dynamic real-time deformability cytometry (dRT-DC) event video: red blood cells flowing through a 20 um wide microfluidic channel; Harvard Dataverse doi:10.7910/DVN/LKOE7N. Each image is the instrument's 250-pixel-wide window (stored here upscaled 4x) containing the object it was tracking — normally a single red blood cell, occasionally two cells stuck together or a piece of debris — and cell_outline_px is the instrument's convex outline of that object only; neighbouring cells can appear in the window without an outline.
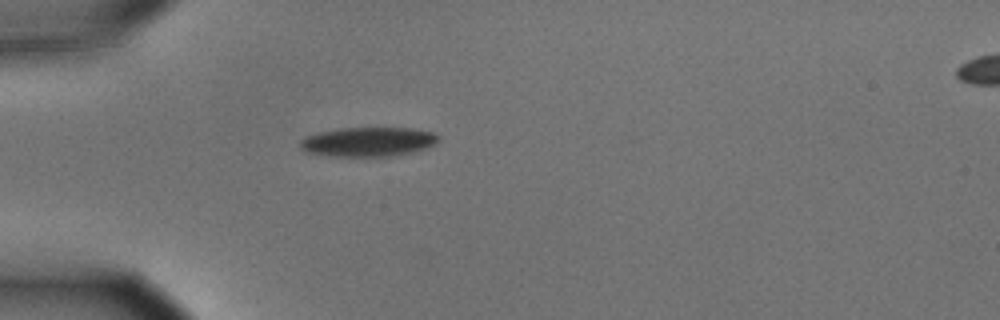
{"species": "common noctule bat (a hibernating species)", "species_latin": "Nyctalus noctula", "temperature_condition": "cold", "stored_images_in_passage": 40, "camera_frame_rate_fps": 3000, "um_per_image_px": 0.085, "animal": {"sex": "male", "body_mass_g": 15.6}, "frame": {"image": 1, "passage_image": 1, "time_ms": 0.0, "image_size_px": [1000, 320], "cell_outline_px": [[440, 136], [428, 148], [412, 152], [392, 156], [324, 156], [308, 152], [300, 148], [300, 140], [308, 136], [320, 132], [340, 128], [412, 128], [432, 132]], "centroid_in_image_um": [31.28, 12.06], "position_along_channel_um": 53.7, "area_um2": 23.52}}
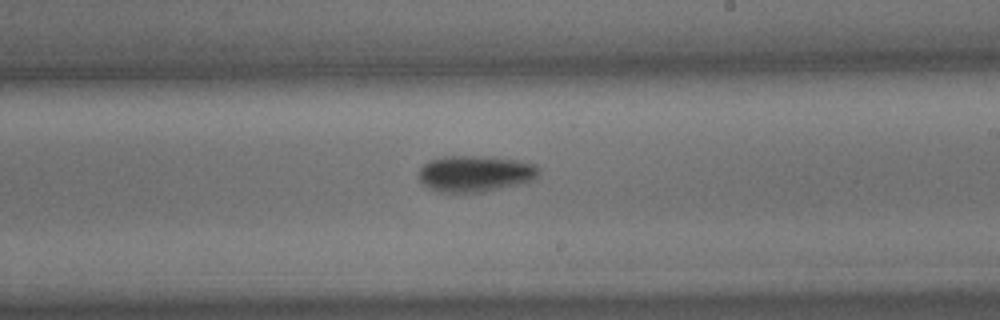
{"frame": {"image": 2, "passage_image": 18, "time_ms": 5.667, "image_size_px": [1000, 320], "cell_outline_px": [[540, 172], [536, 180], [520, 184], [480, 192], [440, 192], [428, 188], [416, 176], [420, 168], [428, 160], [444, 156], [484, 156], [516, 160], [536, 164], [540, 168]], "centroid_in_image_um": [40.39, 14.75], "position_along_channel_um": 248.6, "area_um2": 25.66}}
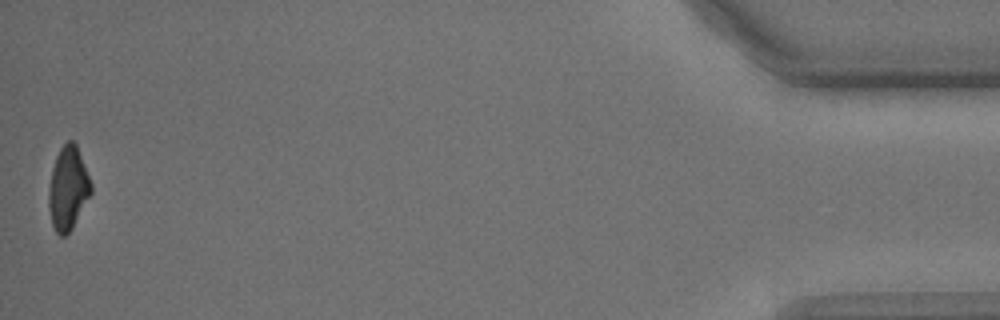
{"frame": {"image": 3, "passage_image": 40, "time_ms": 13.0, "image_size_px": [1000, 320], "cell_outline_px": [[92, 192], [72, 228], [64, 236], [60, 236], [56, 232], [52, 224], [48, 208], [48, 188], [52, 168], [56, 156], [60, 148], [68, 140], [72, 140], [76, 144], [92, 184]], "centroid_in_image_um": [5.77, 16.0], "position_along_channel_um": 429.4, "area_um2": 20.52}, "authors_computed_cell_mechanics": {"area_um2": 23.5535, "velocity_mm_per_s": 3.6264, "shape_relaxation_time_tau1_ms": 3.27, "shape_relaxation_time_tau2_ms": null, "deformation_change_tau1": 0.1177, "deformation_change_tau2": null}}